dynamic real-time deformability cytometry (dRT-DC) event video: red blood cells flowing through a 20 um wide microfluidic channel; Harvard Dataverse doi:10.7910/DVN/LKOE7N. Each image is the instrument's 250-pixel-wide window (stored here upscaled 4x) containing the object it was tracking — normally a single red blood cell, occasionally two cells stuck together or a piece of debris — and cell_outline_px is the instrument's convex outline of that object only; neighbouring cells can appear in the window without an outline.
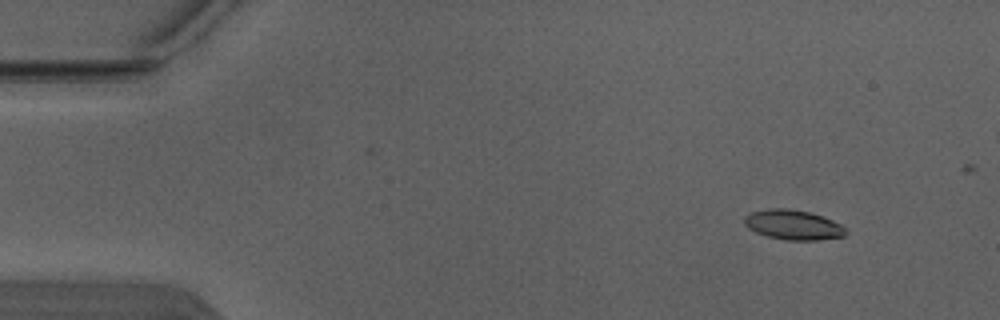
{"species": "Egyptian fruit bat (a non-hibernating species)", "species_latin": "Rousettus aegyptiacus", "temperature_condition": "warm", "stored_images_in_passage": 4, "camera_frame_rate_fps": 3000, "um_per_image_px": 0.085, "animal": {"sex": "male"}, "frame": {"image": 1, "passage_image": 1, "time_ms": 0.0, "image_size_px": [1000, 320], "cell_outline_px": [[848, 232], [844, 236], [816, 240], [788, 240], [768, 236], [756, 232], [748, 228], [744, 224], [744, 216], [752, 212], [772, 208], [788, 208], [808, 212], [832, 220], [848, 228]], "centroid_in_image_um": [67.43, 19.11], "position_along_channel_um": 17.6, "area_um2": 17.51}}
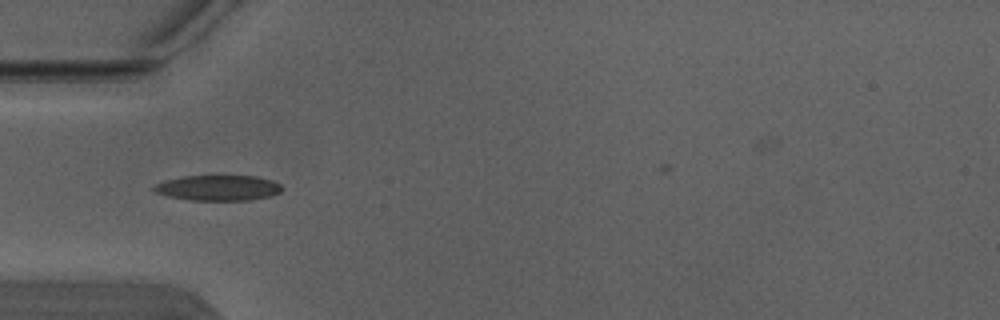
{"frame": {"image": 2, "passage_image": 4, "time_ms": 1.0, "image_size_px": [1000, 320], "cell_outline_px": [[284, 188], [280, 192], [272, 196], [248, 200], [188, 200], [168, 196], [156, 192], [152, 188], [156, 184], [164, 180], [184, 176], [256, 176], [272, 180], [280, 184]], "centroid_in_image_um": [18.57, 15.97], "position_along_channel_um": 66.4, "area_um2": 19.02}}